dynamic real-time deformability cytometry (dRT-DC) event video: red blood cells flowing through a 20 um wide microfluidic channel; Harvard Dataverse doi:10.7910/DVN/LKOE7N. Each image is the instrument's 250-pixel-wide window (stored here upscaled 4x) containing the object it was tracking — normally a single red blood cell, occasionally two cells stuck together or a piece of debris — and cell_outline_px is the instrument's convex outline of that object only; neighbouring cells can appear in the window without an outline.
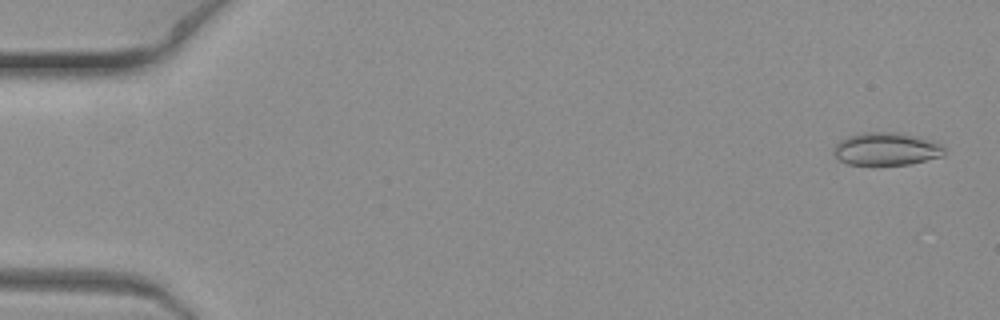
{"species": "common noctule bat (a hibernating species)", "species_latin": "Nyctalus noctula", "temperature_condition": "warm", "stored_images_in_passage": 9, "camera_frame_rate_fps": 3000, "um_per_image_px": 0.085, "animal": {"sex": "female", "body_mass_g": 19.3, "forearm_length_mm": 54.1}, "frame": {"image": 1, "passage_image": 1, "time_ms": 0.0, "image_size_px": [1000, 320], "cell_outline_px": [[944, 156], [908, 164], [848, 164], [840, 160], [832, 152], [836, 144], [840, 140], [848, 136], [860, 132], [904, 132], [936, 140], [944, 148]], "centroid_in_image_um": [75.38, 12.63], "position_along_channel_um": 9.6, "area_um2": 21.39}}
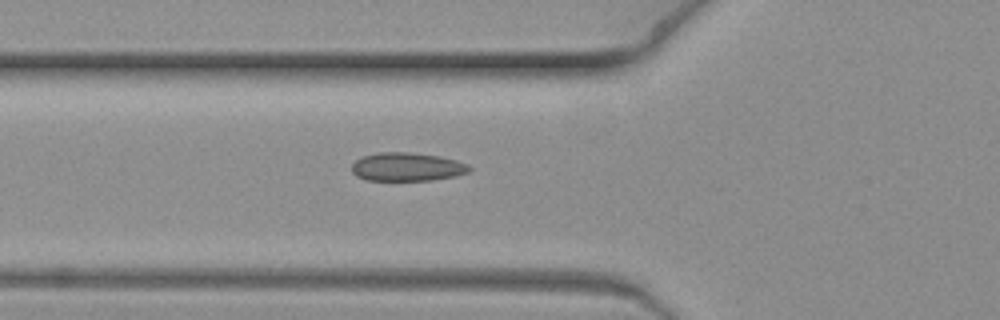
{"frame": {"image": 2, "passage_image": 7, "time_ms": 2.0, "image_size_px": [1000, 320], "cell_outline_px": [[472, 168], [468, 172], [456, 176], [432, 180], [364, 180], [356, 176], [352, 172], [352, 164], [360, 156], [376, 152], [408, 152], [440, 156], [456, 160], [468, 164]], "centroid_in_image_um": [34.57, 14.18], "position_along_channel_um": 91.2, "area_um2": 19.71}}